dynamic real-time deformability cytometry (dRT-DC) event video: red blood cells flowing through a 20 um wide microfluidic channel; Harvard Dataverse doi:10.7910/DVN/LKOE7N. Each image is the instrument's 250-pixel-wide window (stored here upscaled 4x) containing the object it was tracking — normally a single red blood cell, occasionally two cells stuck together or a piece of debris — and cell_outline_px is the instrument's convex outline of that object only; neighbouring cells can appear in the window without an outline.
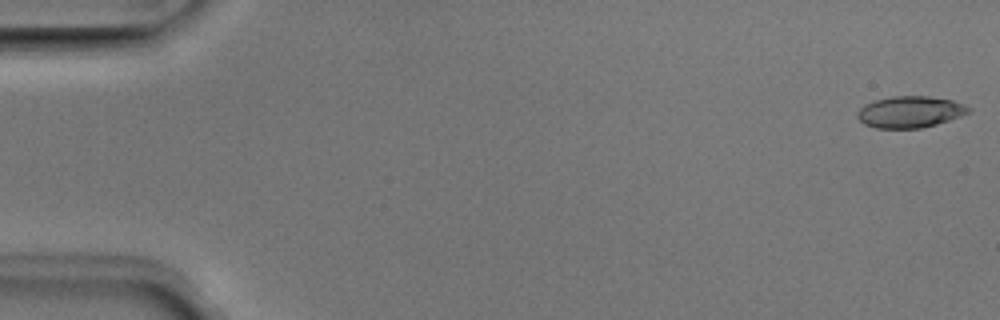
{"species": "Egyptian fruit bat (a non-hibernating species)", "species_latin": "Rousettus aegyptiacus", "temperature_condition": "room temperature", "stored_images_in_passage": 51, "camera_frame_rate_fps": 3000, "um_per_image_px": 0.085, "animal": {"sex": "male"}, "frame": {"image": 1, "passage_image": 1, "time_ms": 0.0, "image_size_px": [1000, 320], "cell_outline_px": [[972, 112], [936, 124], [920, 128], [876, 128], [864, 124], [856, 116], [856, 112], [864, 104], [876, 100], [892, 96], [928, 96], [952, 100], [964, 104], [972, 108]], "centroid_in_image_um": [77.36, 9.51], "position_along_channel_um": 7.6, "area_um2": 20.46}}
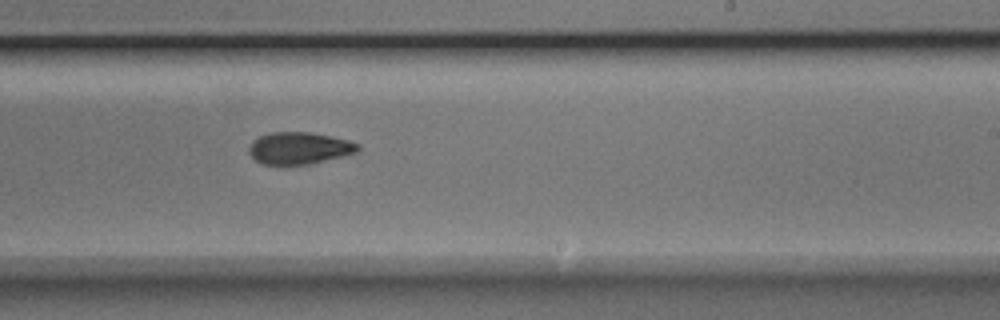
{"frame": {"image": 2, "passage_image": 31, "time_ms": 10.0, "image_size_px": [1000, 320], "cell_outline_px": [[360, 148], [356, 152], [312, 164], [264, 164], [256, 160], [248, 152], [248, 148], [252, 140], [268, 132], [308, 132], [332, 136], [348, 140], [360, 144]], "centroid_in_image_um": [25.42, 12.58], "position_along_channel_um": 263.6, "area_um2": 20.29}}
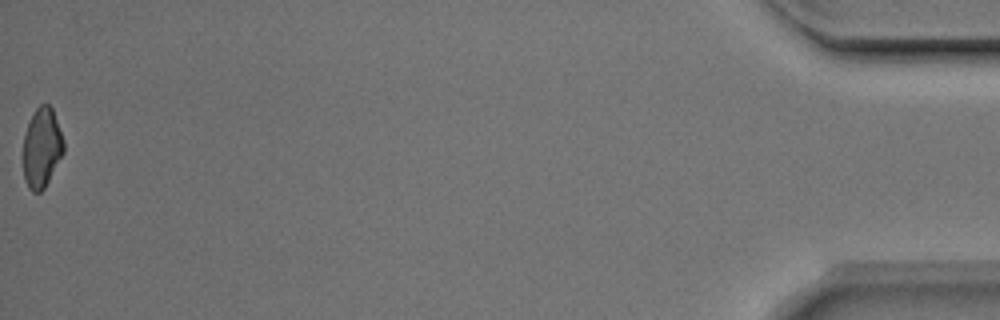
{"frame": {"image": 3, "passage_image": 51, "time_ms": 16.667, "image_size_px": [1000, 320], "cell_outline_px": [[64, 152], [44, 188], [40, 192], [32, 192], [28, 188], [24, 180], [24, 136], [28, 124], [36, 108], [40, 104], [48, 104], [52, 108], [64, 140]], "centroid_in_image_um": [3.56, 12.57], "position_along_channel_um": 431.6, "area_um2": 18.61}, "authors_computed_cell_mechanics": {"area_um2": 20.2878, "velocity_mm_per_s": 3.9952, "shape_relaxation_time_tau1_ms": 5.0002, "shape_relaxation_time_tau2_ms": 3.5323, "deformation_change_tau1": 0.1579, "deformation_change_tau2": 0.0997}}